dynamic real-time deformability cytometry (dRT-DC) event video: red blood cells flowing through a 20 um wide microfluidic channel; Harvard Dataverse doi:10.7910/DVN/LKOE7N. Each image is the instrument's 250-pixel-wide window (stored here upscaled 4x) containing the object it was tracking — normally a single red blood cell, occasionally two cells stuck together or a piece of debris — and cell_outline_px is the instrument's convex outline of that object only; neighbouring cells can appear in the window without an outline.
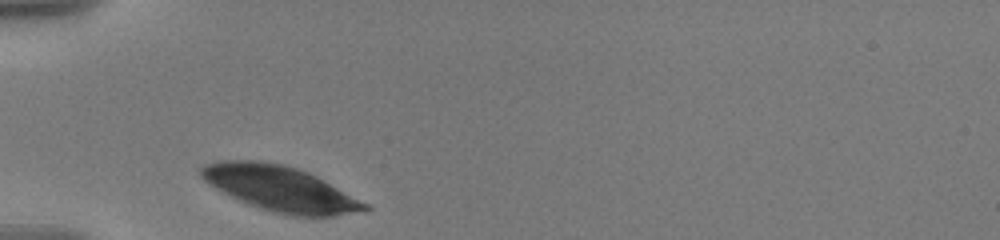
{"species": "human", "species_latin": "Homo sapiens", "temperature_condition": "warm", "stored_images_in_passage": 22, "camera_frame_rate_fps": 3000, "um_per_image_px": 0.085, "donor": {"sex": "male"}, "frame": {"image": 1, "passage_image": 1, "time_ms": 0.0, "image_size_px": [1000, 240], "cell_outline_px": [[372, 208], [336, 216], [288, 216], [272, 212], [260, 208], [240, 200], [216, 188], [204, 180], [200, 176], [200, 168], [204, 164], [220, 160], [260, 160], [284, 164], [308, 172], [316, 176], [368, 204]], "centroid_in_image_um": [23.79, 16.02], "position_along_channel_um": 61.2, "area_um2": 42.83}}
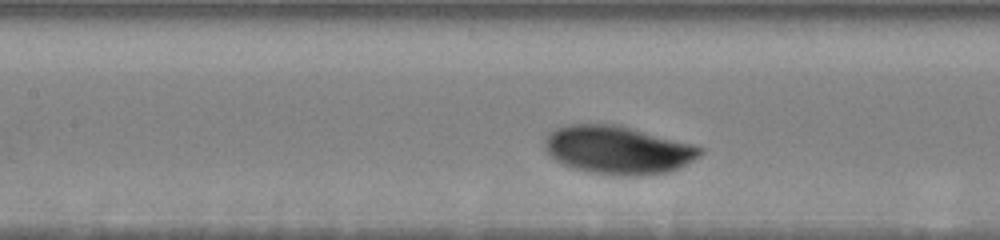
{"frame": {"image": 2, "passage_image": 16, "time_ms": 3.0, "image_size_px": [1000, 240], "cell_outline_px": [[704, 152], [700, 156], [680, 168], [668, 172], [648, 176], [620, 176], [588, 172], [572, 168], [560, 164], [544, 148], [544, 140], [548, 132], [564, 124], [612, 124], [692, 144], [704, 148]], "centroid_in_image_um": [52.49, 12.77], "position_along_channel_um": 154.9, "area_um2": 43.81}}
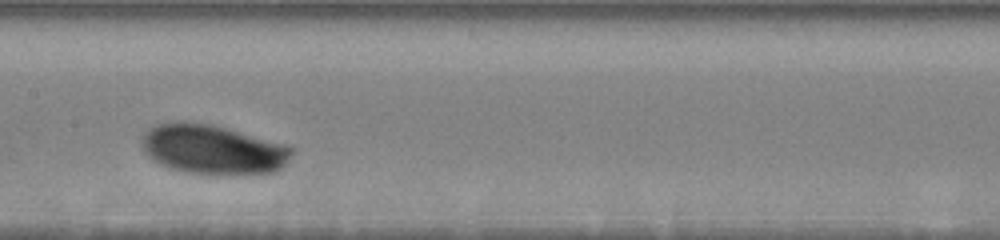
{"frame": {"image": 3, "passage_image": 21, "time_ms": 4.0, "image_size_px": [1000, 240], "cell_outline_px": [[292, 156], [276, 172], [224, 176], [212, 176], [184, 172], [160, 164], [152, 160], [144, 152], [140, 144], [140, 136], [148, 128], [156, 124], [176, 120], [184, 120], [212, 124], [284, 144], [292, 148]], "centroid_in_image_um": [18.02, 12.71], "position_along_channel_um": 189.4, "area_um2": 44.27}}